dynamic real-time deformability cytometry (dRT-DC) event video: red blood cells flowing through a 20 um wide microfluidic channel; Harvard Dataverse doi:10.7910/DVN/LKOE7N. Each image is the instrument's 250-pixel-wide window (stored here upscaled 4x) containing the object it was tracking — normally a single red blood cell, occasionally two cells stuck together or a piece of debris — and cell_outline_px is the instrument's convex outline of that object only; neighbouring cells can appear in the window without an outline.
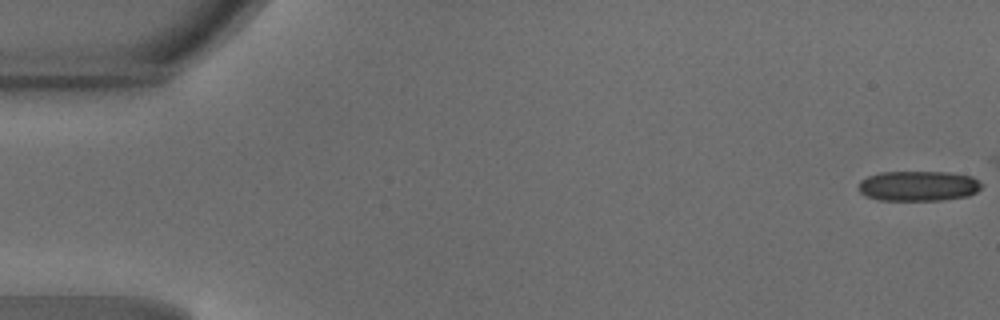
{"species": "common noctule bat (a hibernating species)", "species_latin": "Nyctalus noctula", "temperature_condition": "warm", "stored_images_in_passage": 11, "camera_frame_rate_fps": 3000, "um_per_image_px": 0.085, "animal": {"sex": "male", "body_mass_g": 18.8}, "frame": {"image": 1, "passage_image": 1, "time_ms": 0.0, "image_size_px": [1000, 320], "cell_outline_px": [[984, 184], [976, 192], [968, 196], [940, 200], [880, 200], [868, 196], [860, 192], [856, 188], [860, 180], [868, 176], [880, 172], [948, 172], [972, 176]], "centroid_in_image_um": [78.06, 15.8], "position_along_channel_um": 6.9, "area_um2": 21.73}}